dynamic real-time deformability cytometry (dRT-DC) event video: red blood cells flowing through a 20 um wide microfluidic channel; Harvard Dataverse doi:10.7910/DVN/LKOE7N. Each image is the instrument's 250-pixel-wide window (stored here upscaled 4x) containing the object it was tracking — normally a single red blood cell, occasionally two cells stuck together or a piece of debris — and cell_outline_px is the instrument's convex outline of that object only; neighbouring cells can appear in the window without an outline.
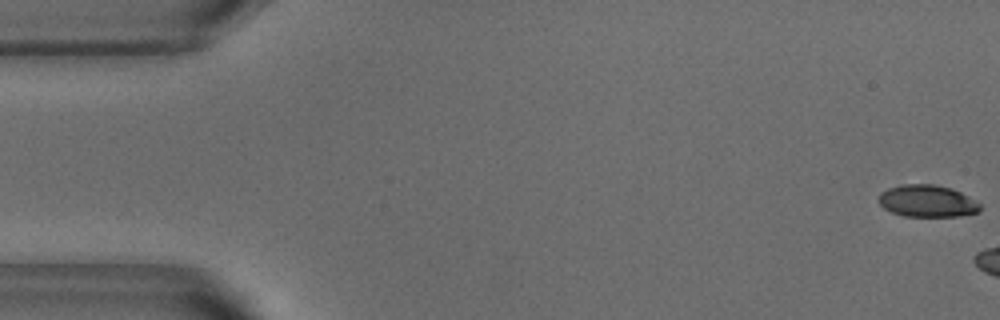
{"species": "common noctule bat (a hibernating species)", "species_latin": "Nyctalus noctula", "temperature_condition": "warm", "stored_images_in_passage": 6, "camera_frame_rate_fps": 3000, "um_per_image_px": 0.085, "animal": {"sex": "male", "body_mass_g": 18.8}, "frame": {"image": 1, "passage_image": 1, "time_ms": 0.0, "image_size_px": [1000, 320], "cell_outline_px": [[980, 212], [960, 216], [904, 216], [892, 212], [884, 208], [880, 204], [880, 192], [888, 188], [900, 184], [932, 184], [952, 188], [968, 196], [980, 204]], "centroid_in_image_um": [78.82, 17.08], "position_along_channel_um": 6.2, "area_um2": 18.9}}